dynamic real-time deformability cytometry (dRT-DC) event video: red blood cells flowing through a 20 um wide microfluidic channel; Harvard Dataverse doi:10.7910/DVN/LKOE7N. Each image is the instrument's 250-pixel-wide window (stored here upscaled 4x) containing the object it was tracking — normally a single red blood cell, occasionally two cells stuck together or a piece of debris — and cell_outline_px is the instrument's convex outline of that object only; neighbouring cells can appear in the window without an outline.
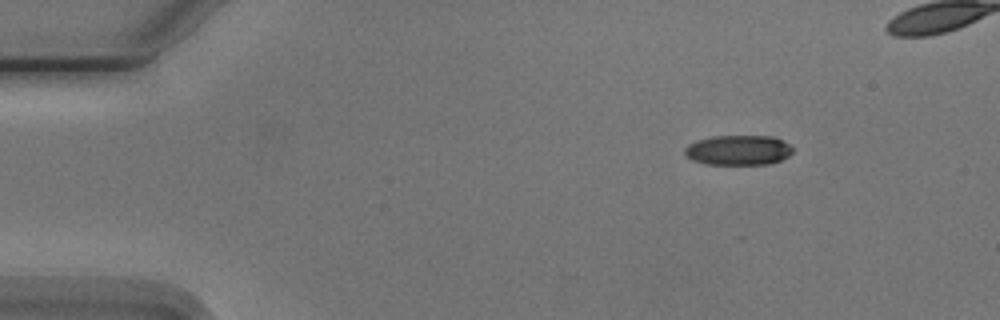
{"species": "Egyptian fruit bat (a non-hibernating species)", "species_latin": "Rousettus aegyptiacus", "temperature_condition": "cold", "stored_images_in_passage": 7, "camera_frame_rate_fps": 3000, "um_per_image_px": 0.085, "animal": {"sex": "male"}, "frame": {"image": 1, "passage_image": 2, "time_ms": 1.333, "image_size_px": [1000, 320], "cell_outline_px": [[792, 152], [788, 156], [780, 160], [768, 164], [704, 164], [692, 160], [684, 156], [684, 148], [688, 144], [696, 140], [712, 136], [772, 136], [788, 144], [792, 148]], "centroid_in_image_um": [62.69, 12.76], "position_along_channel_um": 22.3, "area_um2": 18.9}}
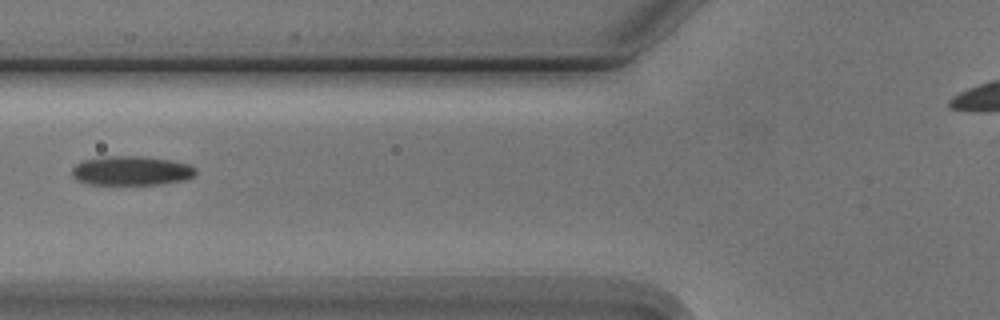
{"frame": {"image": 2, "passage_image": 6, "time_ms": 6.0, "image_size_px": [1000, 320], "cell_outline_px": [[196, 172], [192, 176], [184, 180], [160, 184], [88, 184], [76, 180], [72, 176], [72, 168], [76, 164], [84, 160], [104, 156], [140, 156], [172, 160], [188, 164], [196, 168]], "centroid_in_image_um": [11.14, 14.51], "position_along_channel_um": 114.7, "area_um2": 21.1}}
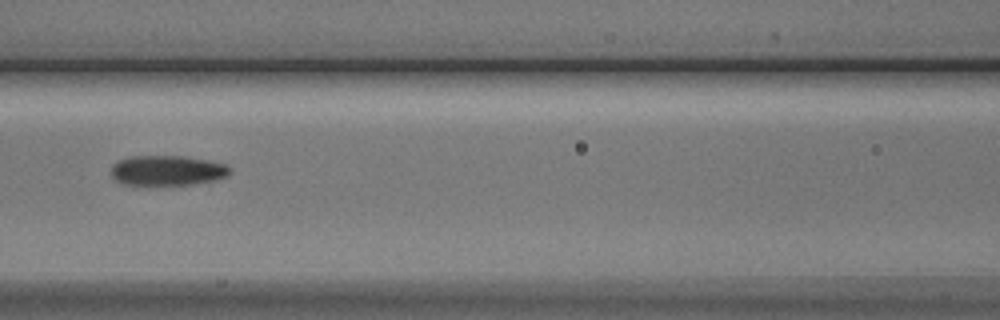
{"frame": {"image": 3, "passage_image": 7, "time_ms": 7.0, "image_size_px": [1000, 320], "cell_outline_px": [[232, 172], [228, 176], [216, 180], [192, 184], [124, 184], [116, 180], [112, 176], [112, 164], [128, 156], [184, 156], [208, 160], [224, 164], [232, 168]], "centroid_in_image_um": [14.26, 14.48], "position_along_channel_um": 152.3, "area_um2": 20.75}}